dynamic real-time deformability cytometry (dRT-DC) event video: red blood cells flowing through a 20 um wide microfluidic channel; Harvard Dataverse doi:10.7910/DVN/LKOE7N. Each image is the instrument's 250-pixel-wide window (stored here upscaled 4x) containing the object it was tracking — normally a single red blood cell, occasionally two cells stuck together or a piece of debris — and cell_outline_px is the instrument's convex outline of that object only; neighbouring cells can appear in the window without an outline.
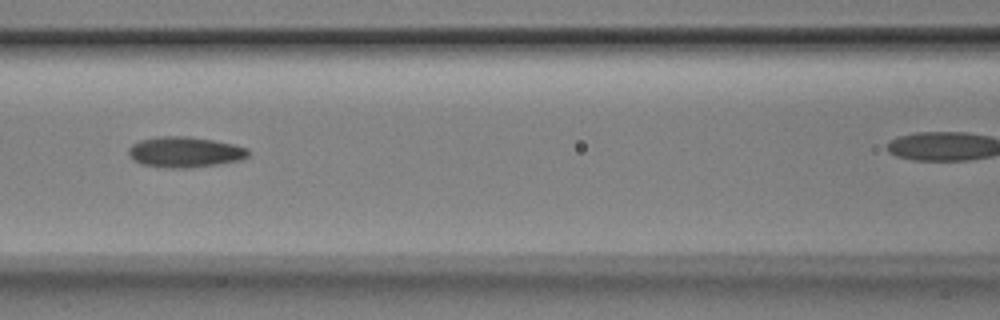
{"species": "Egyptian fruit bat (a non-hibernating species)", "species_latin": "Rousettus aegyptiacus", "temperature_condition": "room temperature", "stored_images_in_passage": 8, "segment_of_instrument_passage": [1, 2], "camera_frame_rate_fps": 3000, "um_per_image_px": 0.085, "animal": {"sex": "male"}, "frame": {"image": 1, "passage_image": 7, "time_ms": 2.0, "image_size_px": [1000, 320], "cell_outline_px": [[248, 156], [244, 160], [220, 164], [192, 168], [164, 168], [140, 164], [128, 152], [128, 148], [132, 144], [140, 140], [156, 136], [188, 136], [212, 140], [232, 144], [248, 148]], "centroid_in_image_um": [15.73, 12.93], "position_along_channel_um": 150.9, "area_um2": 21.56}}